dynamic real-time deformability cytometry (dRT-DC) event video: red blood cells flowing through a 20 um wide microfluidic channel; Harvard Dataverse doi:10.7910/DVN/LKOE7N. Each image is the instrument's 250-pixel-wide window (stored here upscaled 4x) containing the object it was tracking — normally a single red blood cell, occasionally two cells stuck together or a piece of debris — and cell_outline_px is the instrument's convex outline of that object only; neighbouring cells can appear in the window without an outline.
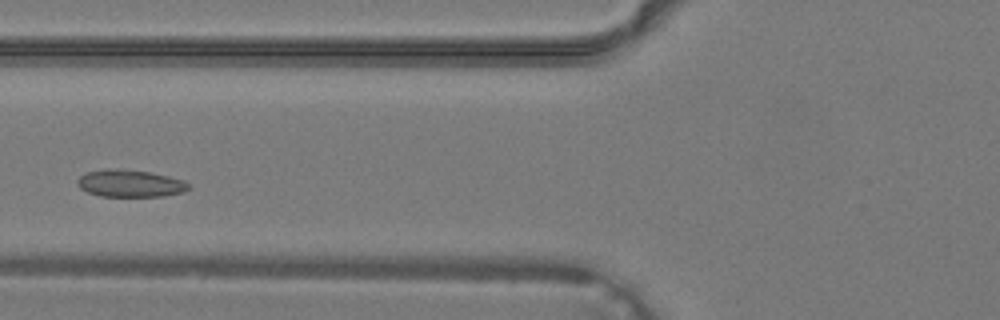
{"species": "common noctule bat (a hibernating species)", "species_latin": "Nyctalus noctula", "temperature_condition": "warm", "stored_images_in_passage": 33, "camera_frame_rate_fps": 3000, "um_per_image_px": 0.085, "animal": {"sex": "male", "body_mass_g": 19.2, "forearm_length_mm": 51.8}, "frame": {"image": 1, "passage_image": 9, "time_ms": 2.667, "image_size_px": [1000, 320], "cell_outline_px": [[192, 188], [184, 192], [164, 196], [100, 196], [88, 192], [80, 188], [76, 184], [76, 180], [80, 176], [88, 172], [108, 168], [116, 168], [148, 172], [168, 176], [184, 180], [192, 184]], "centroid_in_image_um": [11.1, 15.59], "position_along_channel_um": 114.7, "area_um2": 17.8}}
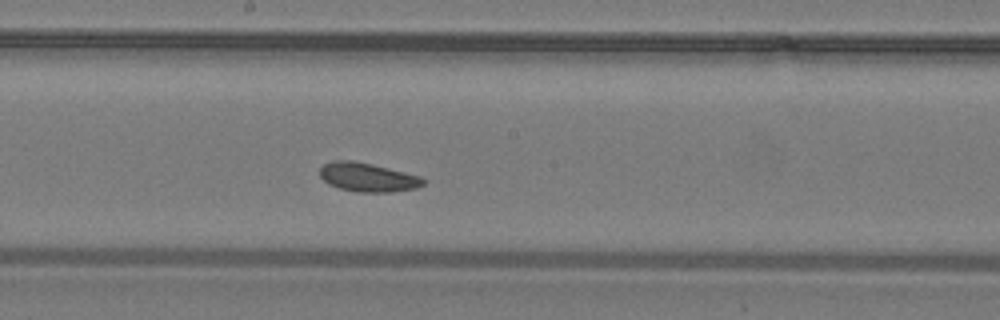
{"frame": {"image": 2, "passage_image": 15, "time_ms": 4.667, "image_size_px": [1000, 320], "cell_outline_px": [[428, 180], [424, 184], [416, 188], [388, 192], [356, 192], [340, 188], [328, 184], [320, 176], [320, 168], [324, 164], [332, 160], [352, 160], [372, 164], [420, 176]], "centroid_in_image_um": [31.25, 15.06], "position_along_channel_um": 216.9, "area_um2": 17.4}}
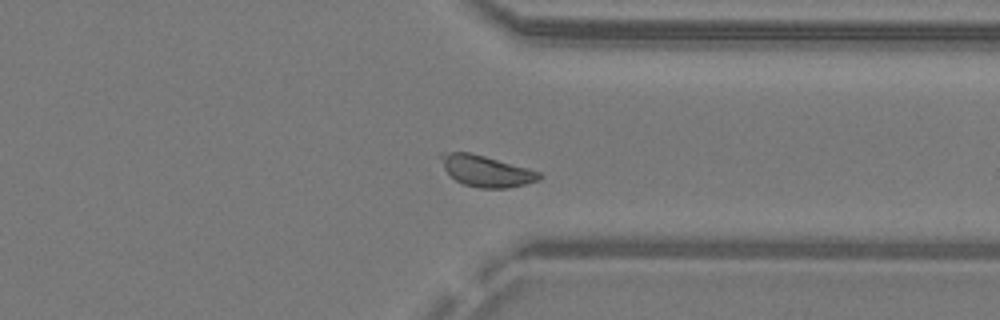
{"frame": {"image": 3, "passage_image": 24, "time_ms": 7.667, "image_size_px": [1000, 320], "cell_outline_px": [[544, 176], [540, 180], [508, 188], [480, 188], [464, 184], [456, 180], [444, 168], [440, 156], [440, 152], [468, 152], [484, 156], [528, 168], [540, 172]], "centroid_in_image_um": [41.36, 14.54], "position_along_channel_um": 370.0, "area_um2": 17.69}}